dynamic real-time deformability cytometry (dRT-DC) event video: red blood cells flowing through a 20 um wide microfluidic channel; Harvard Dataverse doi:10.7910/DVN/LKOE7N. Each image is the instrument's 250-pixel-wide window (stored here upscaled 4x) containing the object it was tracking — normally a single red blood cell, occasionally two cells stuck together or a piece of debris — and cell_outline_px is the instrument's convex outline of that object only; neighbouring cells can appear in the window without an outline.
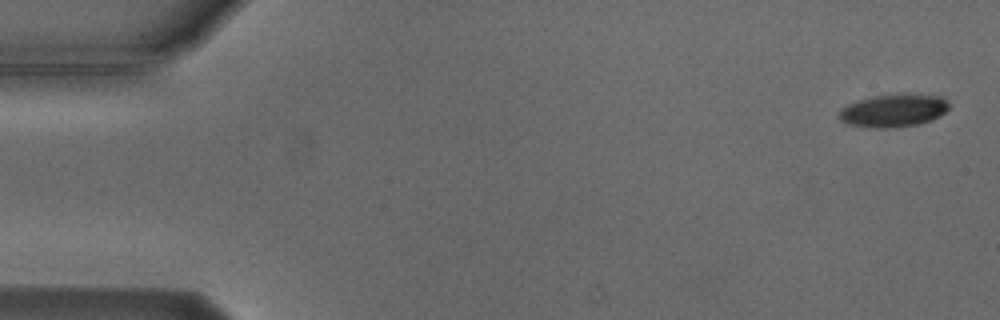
{"species": "Egyptian fruit bat (a non-hibernating species)", "species_latin": "Rousettus aegyptiacus", "temperature_condition": "cold", "stored_images_in_passage": 5, "camera_frame_rate_fps": 3000, "um_per_image_px": 0.085, "animal": {"sex": "male"}, "frame": {"image": 1, "passage_image": 1, "time_ms": 0.0, "image_size_px": [1000, 320], "cell_outline_px": [[948, 108], [940, 116], [932, 120], [920, 124], [896, 128], [868, 128], [844, 124], [836, 116], [848, 104], [860, 100], [876, 96], [940, 96], [948, 104]], "centroid_in_image_um": [75.88, 9.47], "position_along_channel_um": 9.1, "area_um2": 20.52}}
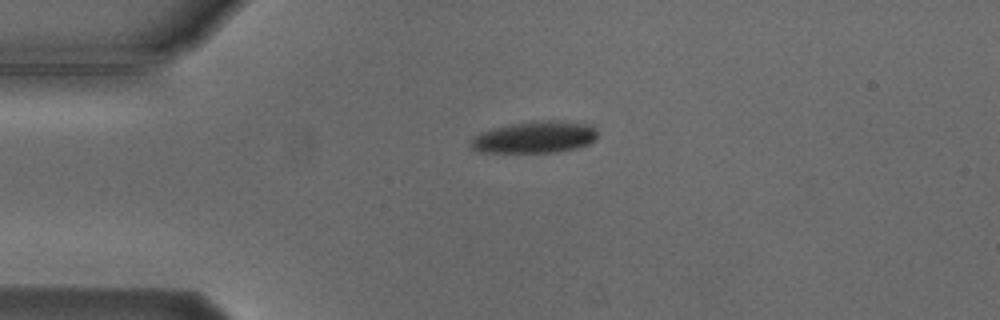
{"frame": {"image": 2, "passage_image": 4, "time_ms": 3.667, "image_size_px": [1000, 320], "cell_outline_px": [[596, 140], [588, 144], [576, 148], [556, 152], [480, 152], [472, 148], [468, 144], [480, 132], [492, 128], [512, 124], [536, 120], [560, 120], [592, 124], [596, 128]], "centroid_in_image_um": [45.49, 11.65], "position_along_channel_um": 39.5, "area_um2": 23.64}}